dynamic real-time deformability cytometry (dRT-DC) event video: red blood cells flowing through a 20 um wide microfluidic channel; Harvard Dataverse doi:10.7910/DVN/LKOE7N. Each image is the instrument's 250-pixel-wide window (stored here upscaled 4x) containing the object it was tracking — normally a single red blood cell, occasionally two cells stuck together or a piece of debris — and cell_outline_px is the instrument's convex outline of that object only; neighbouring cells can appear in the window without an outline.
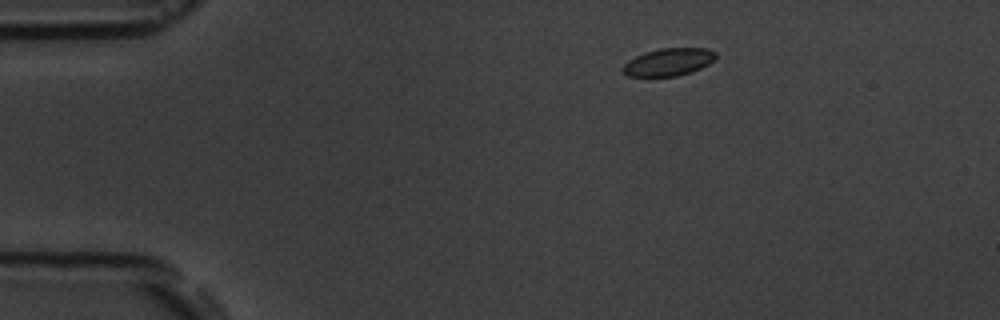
{"species": "common noctule bat (a hibernating species)", "species_latin": "Nyctalus noctula", "temperature_condition": "room temperature", "stored_images_in_passage": 3, "camera_frame_rate_fps": 3000, "um_per_image_px": 0.085, "animal": {"sex": "male", "body_mass_g": 19.5, "forearm_length_mm": 54.6}, "frame": {"image": 1, "passage_image": 1, "time_ms": 0.0, "image_size_px": [1000, 320], "cell_outline_px": [[716, 60], [692, 72], [676, 76], [628, 76], [620, 68], [628, 60], [644, 52], [660, 48], [708, 48], [716, 52]], "centroid_in_image_um": [56.84, 5.26], "position_along_channel_um": 28.2, "area_um2": 15.03}}